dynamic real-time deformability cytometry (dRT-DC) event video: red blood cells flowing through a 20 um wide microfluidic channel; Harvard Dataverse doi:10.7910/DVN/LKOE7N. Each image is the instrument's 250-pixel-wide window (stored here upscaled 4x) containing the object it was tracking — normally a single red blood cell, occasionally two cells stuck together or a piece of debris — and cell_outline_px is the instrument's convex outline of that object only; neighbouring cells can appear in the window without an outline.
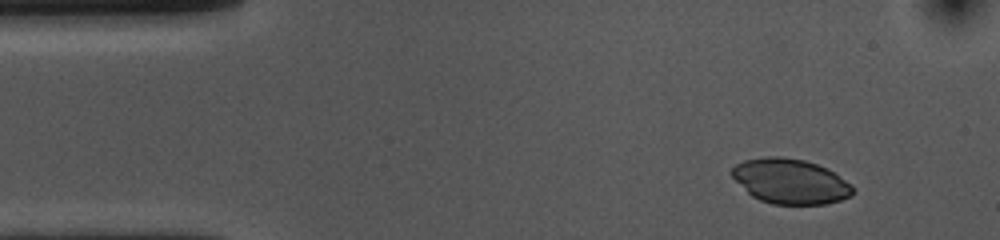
{"species": "common noctule bat (a hibernating species)", "species_latin": "Nyctalus noctula", "temperature_condition": "cold", "stored_images_in_passage": 38, "camera_frame_rate_fps": 3000, "um_per_image_px": 0.085, "animal": {"sex": "female", "body_mass_g": 10.0, "forearm_length_mm": 53.1}, "frame": {"image": 1, "passage_image": 1, "time_ms": 0.0, "image_size_px": [1000, 240], "cell_outline_px": [[852, 196], [840, 200], [824, 204], [772, 204], [760, 200], [752, 196], [732, 176], [732, 168], [736, 164], [744, 160], [768, 156], [780, 156], [804, 160], [828, 168], [852, 184]], "centroid_in_image_um": [67.19, 15.4], "position_along_channel_um": 17.8, "area_um2": 31.56}}